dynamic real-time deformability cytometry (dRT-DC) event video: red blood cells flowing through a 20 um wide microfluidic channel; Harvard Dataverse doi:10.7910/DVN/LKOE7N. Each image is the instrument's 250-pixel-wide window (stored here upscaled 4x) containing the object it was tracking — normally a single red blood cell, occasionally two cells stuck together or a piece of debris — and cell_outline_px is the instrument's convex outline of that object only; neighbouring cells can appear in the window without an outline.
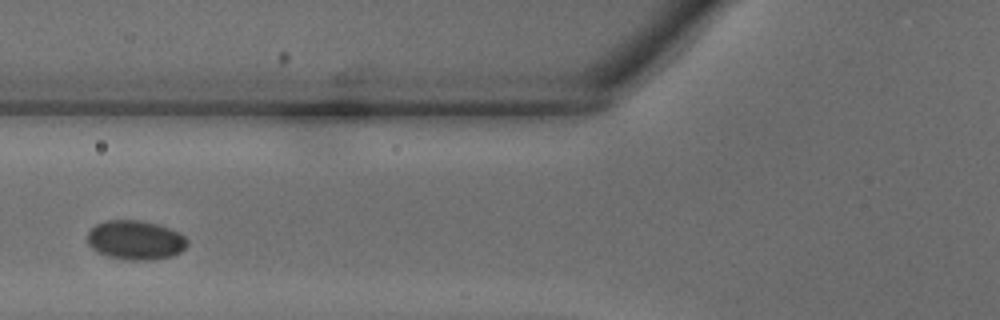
{"species": "common noctule bat (a hibernating species)", "species_latin": "Nyctalus noctula", "temperature_condition": "warm", "stored_images_in_passage": 22, "camera_frame_rate_fps": 3000, "um_per_image_px": 0.085, "animal": {"sex": "male", "body_mass_g": 18.8}, "frame": {"image": 1, "passage_image": 4, "time_ms": 1.0, "image_size_px": [1000, 320], "cell_outline_px": [[188, 244], [180, 252], [172, 256], [152, 260], [132, 260], [108, 256], [96, 252], [88, 244], [88, 232], [96, 224], [108, 220], [136, 220], [156, 224], [180, 232], [188, 240]], "centroid_in_image_um": [11.52, 20.41], "position_along_channel_um": 114.3, "area_um2": 22.77}}